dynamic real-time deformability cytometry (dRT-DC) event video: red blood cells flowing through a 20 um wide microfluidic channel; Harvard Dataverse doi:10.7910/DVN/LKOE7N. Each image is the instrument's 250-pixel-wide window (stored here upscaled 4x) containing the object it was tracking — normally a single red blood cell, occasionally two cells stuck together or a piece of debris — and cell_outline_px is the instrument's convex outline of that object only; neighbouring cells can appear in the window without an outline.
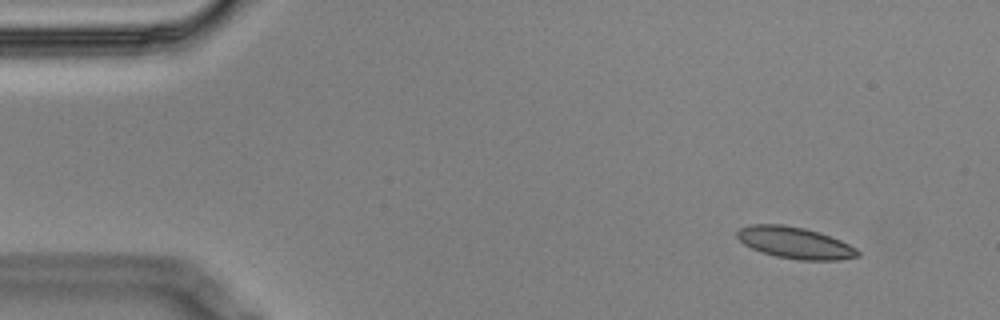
{"species": "Egyptian fruit bat (a non-hibernating species)", "species_latin": "Rousettus aegyptiacus", "temperature_condition": "cold", "stored_images_in_passage": 5, "camera_frame_rate_fps": 3000, "um_per_image_px": 0.085, "animal": {"sex": "male"}, "frame": {"image": 1, "passage_image": 1, "time_ms": 0.0, "image_size_px": [1000, 320], "cell_outline_px": [[860, 256], [836, 260], [800, 260], [776, 256], [760, 252], [744, 244], [736, 236], [736, 232], [740, 228], [748, 224], [784, 224], [804, 228], [820, 232], [840, 240], [856, 248], [860, 252]], "centroid_in_image_um": [67.55, 20.63], "position_along_channel_um": 17.4, "area_um2": 22.25}}
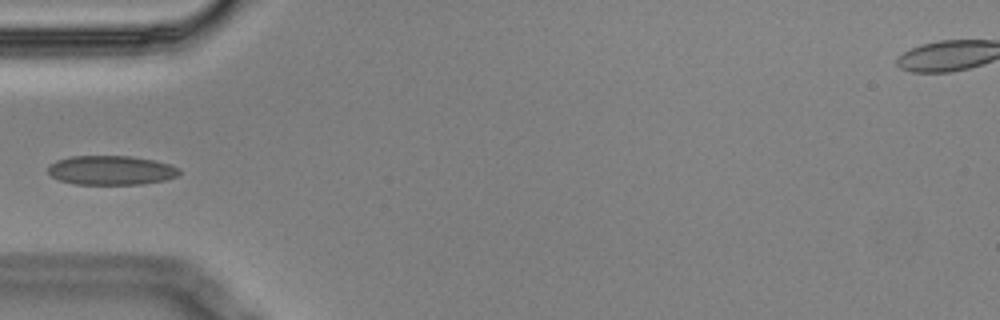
{"frame": {"image": 2, "passage_image": 4, "time_ms": 1.0, "image_size_px": [1000, 320], "cell_outline_px": [[180, 172], [176, 176], [164, 180], [140, 184], [72, 184], [60, 180], [52, 176], [48, 172], [48, 164], [56, 160], [72, 156], [128, 156], [152, 160], [172, 164], [180, 168]], "centroid_in_image_um": [9.42, 14.47], "position_along_channel_um": 75.6, "area_um2": 22.37}}
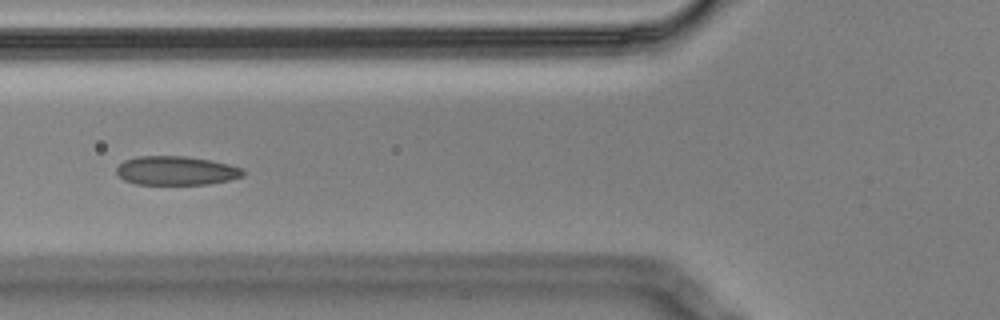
{"frame": {"image": 3, "passage_image": 5, "time_ms": 1.333, "image_size_px": [1000, 320], "cell_outline_px": [[244, 176], [228, 180], [208, 184], [136, 184], [124, 180], [116, 172], [116, 168], [124, 160], [136, 156], [184, 156], [208, 160], [228, 164], [244, 168]], "centroid_in_image_um": [14.97, 14.5], "position_along_channel_um": 110.8, "area_um2": 21.27}}